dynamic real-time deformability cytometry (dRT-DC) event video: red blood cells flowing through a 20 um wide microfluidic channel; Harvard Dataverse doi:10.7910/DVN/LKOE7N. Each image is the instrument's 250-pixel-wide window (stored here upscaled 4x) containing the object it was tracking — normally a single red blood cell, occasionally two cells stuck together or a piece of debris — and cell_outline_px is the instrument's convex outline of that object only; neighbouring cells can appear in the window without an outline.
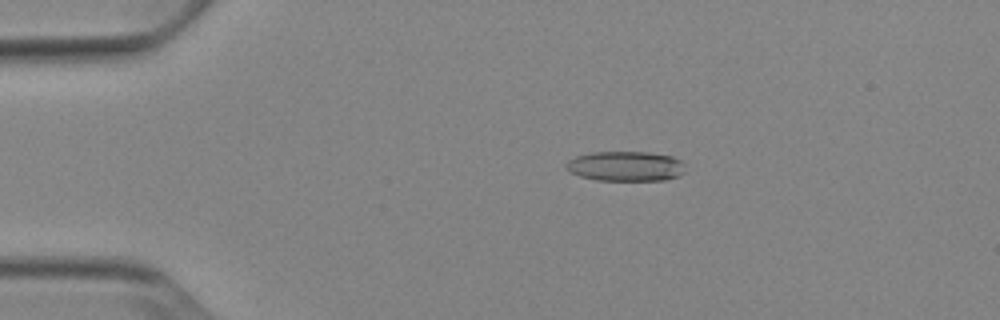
{"species": "Egyptian fruit bat (a non-hibernating species)", "species_latin": "Rousettus aegyptiacus", "temperature_condition": "cold", "stored_images_in_passage": 49, "camera_frame_rate_fps": 3000, "um_per_image_px": 0.085, "animal": {"sex": "female"}, "frame": {"image": 1, "passage_image": 7, "time_ms": 2.0, "image_size_px": [1000, 320], "cell_outline_px": [[684, 172], [680, 176], [664, 180], [596, 180], [580, 176], [564, 168], [564, 164], [568, 160], [576, 156], [592, 152], [648, 152], [672, 156], [680, 160], [684, 164]], "centroid_in_image_um": [53.17, 14.12], "position_along_channel_um": 31.8, "area_um2": 20.87}}
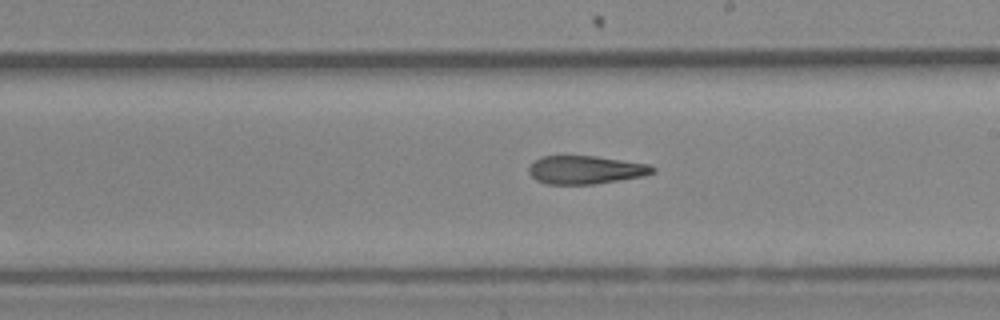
{"frame": {"image": 2, "passage_image": 27, "time_ms": 8.667, "image_size_px": [1000, 320], "cell_outline_px": [[656, 172], [644, 176], [596, 184], [544, 184], [536, 180], [528, 172], [528, 168], [540, 156], [596, 156], [648, 164], [656, 168]], "centroid_in_image_um": [49.79, 14.44], "position_along_channel_um": 239.2, "area_um2": 20.46}}
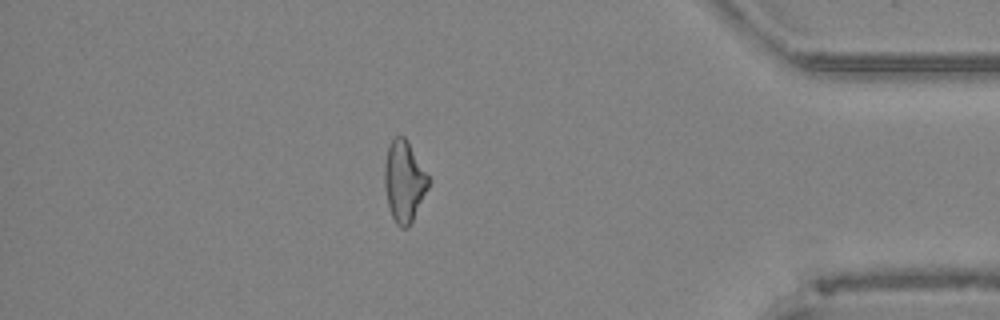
{"frame": {"image": 3, "passage_image": 42, "time_ms": 13.667, "image_size_px": [1000, 320], "cell_outline_px": [[432, 180], [412, 220], [404, 228], [400, 228], [396, 224], [392, 216], [388, 204], [384, 188], [384, 164], [388, 144], [396, 136], [404, 136]], "centroid_in_image_um": [34.34, 15.39], "position_along_channel_um": 400.9, "area_um2": 20.69}, "authors_computed_cell_mechanics": {"area_um2": 21.2126, "velocity_mm_per_s": 3.9118, "shape_relaxation_time_tau1_ms": null, "shape_relaxation_time_tau2_ms": 5.635, "deformation_change_tau1": null, "deformation_change_tau2": 0.181}}